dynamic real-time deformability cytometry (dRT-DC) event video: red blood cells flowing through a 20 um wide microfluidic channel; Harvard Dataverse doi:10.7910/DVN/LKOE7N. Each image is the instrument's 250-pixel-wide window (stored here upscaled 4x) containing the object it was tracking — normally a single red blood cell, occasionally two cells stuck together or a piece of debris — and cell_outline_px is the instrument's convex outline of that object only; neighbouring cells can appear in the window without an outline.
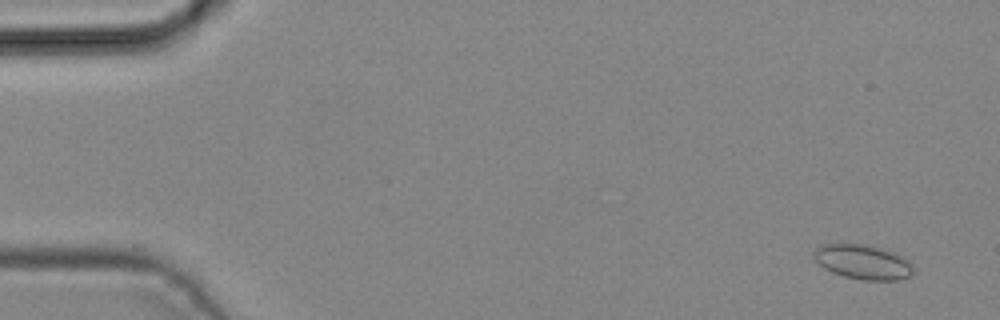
{"species": "common noctule bat (a hibernating species)", "species_latin": "Nyctalus noctula", "temperature_condition": "cold", "stored_images_in_passage": 3, "camera_frame_rate_fps": 3000, "um_per_image_px": 0.085, "animal": {"sex": "male", "body_mass_g": 19.2, "forearm_length_mm": 51.8}, "frame": {"image": 1, "passage_image": 3, "time_ms": 0.667, "image_size_px": [1000, 320], "cell_outline_px": [[912, 272], [908, 276], [900, 280], [864, 280], [844, 276], [832, 272], [824, 268], [816, 260], [812, 252], [820, 244], [864, 244], [880, 248], [892, 252], [908, 260], [912, 264]], "centroid_in_image_um": [73.32, 22.26], "position_along_channel_um": 11.7, "area_um2": 19.83}}